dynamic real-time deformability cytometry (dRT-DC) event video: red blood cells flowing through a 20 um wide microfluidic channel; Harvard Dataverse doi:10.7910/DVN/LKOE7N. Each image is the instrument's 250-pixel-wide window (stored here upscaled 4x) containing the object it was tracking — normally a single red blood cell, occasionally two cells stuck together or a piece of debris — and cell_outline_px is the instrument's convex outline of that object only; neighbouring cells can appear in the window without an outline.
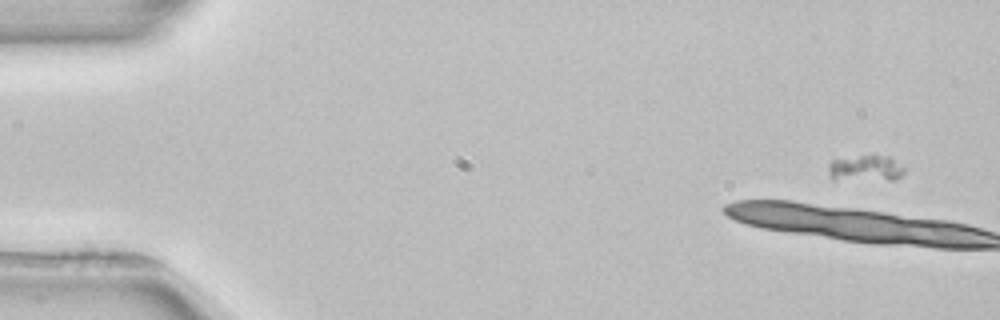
{"species": "common noctule bat (a hibernating species)", "species_latin": "Nyctalus noctula", "temperature_condition": "room temperature", "stored_images_in_passage": 5, "camera_frame_rate_fps": 3000, "um_per_image_px": 0.085, "animal": {"sex": "female", "body_mass_g": 22.7, "forearm_length_mm": 54.2}, "frame": {"image": 1, "passage_image": 1, "time_ms": 0.0, "image_size_px": [1000, 320], "cell_outline_px": [[904, 172], [896, 180], [832, 180], [828, 176], [828, 168], [832, 160], [872, 152], [892, 156], [904, 168]], "centroid_in_image_um": [73.58, 14.27], "position_along_channel_um": 11.4, "area_um2": 12.43}}
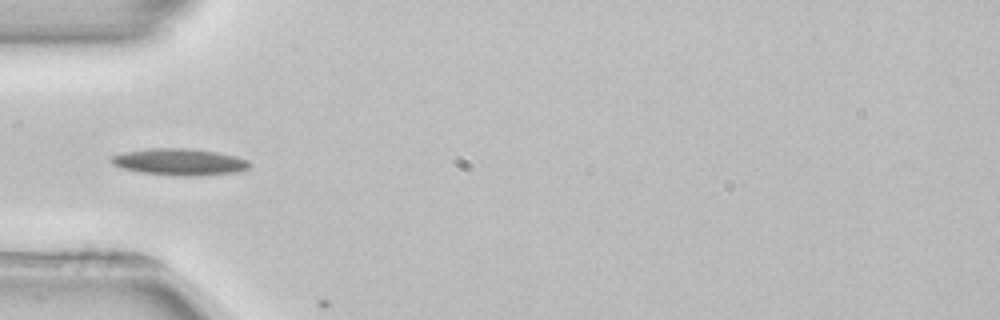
{"frame": {"image": 2, "passage_image": 4, "time_ms": 6.0, "image_size_px": [1000, 320], "cell_outline_px": [[252, 164], [248, 168], [240, 172], [200, 176], [180, 176], [140, 172], [120, 168], [112, 164], [108, 160], [108, 156], [124, 152], [148, 148], [188, 148], [216, 152], [236, 156], [248, 160]], "centroid_in_image_um": [15.23, 13.76], "position_along_channel_um": 69.8, "area_um2": 21.91}}